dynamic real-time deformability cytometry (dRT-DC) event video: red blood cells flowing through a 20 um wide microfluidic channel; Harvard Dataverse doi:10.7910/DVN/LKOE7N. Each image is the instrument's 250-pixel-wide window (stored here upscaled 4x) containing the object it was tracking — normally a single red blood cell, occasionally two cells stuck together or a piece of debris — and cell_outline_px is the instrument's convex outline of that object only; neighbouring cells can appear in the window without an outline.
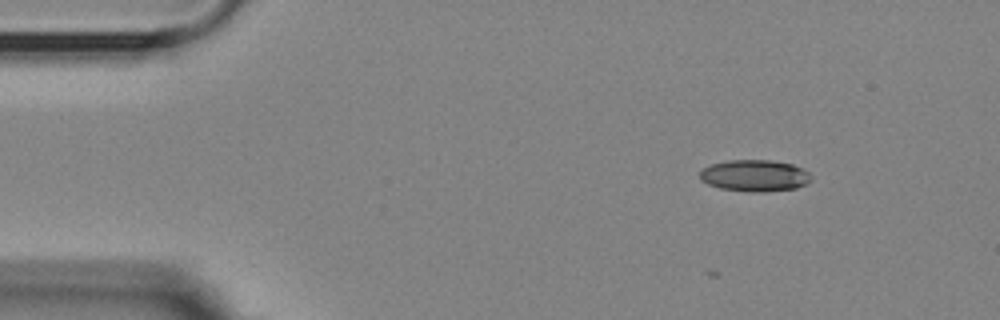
{"species": "Egyptian fruit bat (a non-hibernating species)", "species_latin": "Rousettus aegyptiacus", "temperature_condition": "room temperature", "stored_images_in_passage": 2, "camera_frame_rate_fps": 3000, "um_per_image_px": 0.085, "animal": {"sex": "female"}, "frame": {"image": 1, "passage_image": 2, "time_ms": 0.333, "image_size_px": [1000, 320], "cell_outline_px": [[812, 180], [796, 188], [764, 192], [748, 192], [720, 188], [708, 184], [700, 180], [700, 172], [704, 168], [712, 164], [728, 160], [772, 160], [792, 164], [808, 172], [812, 176]], "centroid_in_image_um": [64.15, 14.93], "position_along_channel_um": 20.9, "area_um2": 20.52}}